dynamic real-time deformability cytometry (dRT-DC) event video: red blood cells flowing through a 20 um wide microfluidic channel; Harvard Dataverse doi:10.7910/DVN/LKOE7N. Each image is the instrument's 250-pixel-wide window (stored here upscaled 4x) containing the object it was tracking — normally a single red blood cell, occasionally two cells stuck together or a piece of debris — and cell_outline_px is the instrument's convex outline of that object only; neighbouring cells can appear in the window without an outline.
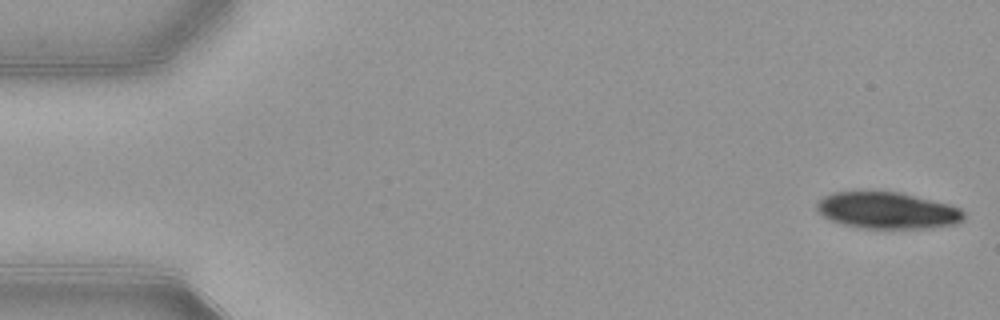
{"species": "common noctule bat (a hibernating species)", "species_latin": "Nyctalus noctula", "temperature_condition": "warm", "stored_images_in_passage": 15, "camera_frame_rate_fps": 3000, "um_per_image_px": 0.085, "animal": {"sex": "female", "body_mass_g": 21.9}, "frame": {"image": 1, "passage_image": 1, "time_ms": 0.0, "image_size_px": [1000, 320], "cell_outline_px": [[964, 220], [956, 224], [928, 228], [856, 228], [832, 220], [824, 216], [816, 208], [816, 204], [824, 196], [832, 192], [860, 188], [900, 192], [948, 204], [960, 208], [964, 212]], "centroid_in_image_um": [75.39, 17.84], "position_along_channel_um": 9.6, "area_um2": 32.14}}